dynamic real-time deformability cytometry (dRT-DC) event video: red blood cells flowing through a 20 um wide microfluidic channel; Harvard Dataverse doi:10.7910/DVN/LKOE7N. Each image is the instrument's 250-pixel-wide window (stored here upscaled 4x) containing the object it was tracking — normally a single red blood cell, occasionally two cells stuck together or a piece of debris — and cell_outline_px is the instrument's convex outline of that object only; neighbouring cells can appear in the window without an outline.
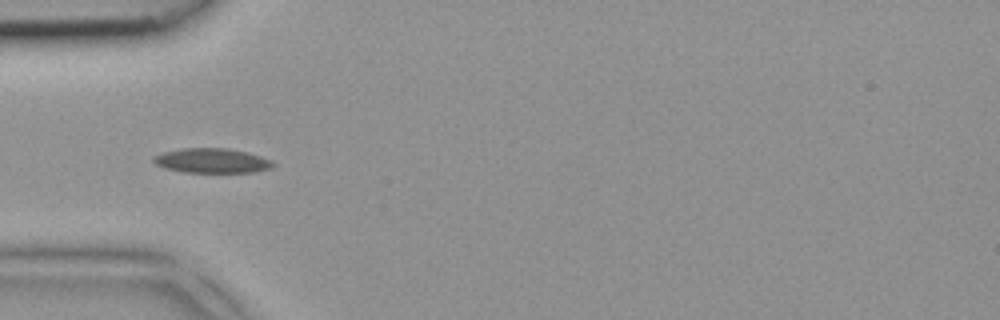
{"species": "common noctule bat (a hibernating species)", "species_latin": "Nyctalus noctula", "temperature_condition": "room temperature", "stored_images_in_passage": 3, "camera_frame_rate_fps": 3000, "um_per_image_px": 0.085, "animal": {"sex": "female", "body_mass_g": 18.4}, "frame": {"image": 1, "passage_image": 2, "time_ms": 0.333, "image_size_px": [1000, 320], "cell_outline_px": [[276, 164], [272, 168], [252, 172], [184, 172], [164, 168], [156, 164], [152, 160], [152, 156], [164, 152], [184, 148], [228, 148], [248, 152], [272, 160]], "centroid_in_image_um": [18.03, 13.65], "position_along_channel_um": 67.0, "area_um2": 17.22}}